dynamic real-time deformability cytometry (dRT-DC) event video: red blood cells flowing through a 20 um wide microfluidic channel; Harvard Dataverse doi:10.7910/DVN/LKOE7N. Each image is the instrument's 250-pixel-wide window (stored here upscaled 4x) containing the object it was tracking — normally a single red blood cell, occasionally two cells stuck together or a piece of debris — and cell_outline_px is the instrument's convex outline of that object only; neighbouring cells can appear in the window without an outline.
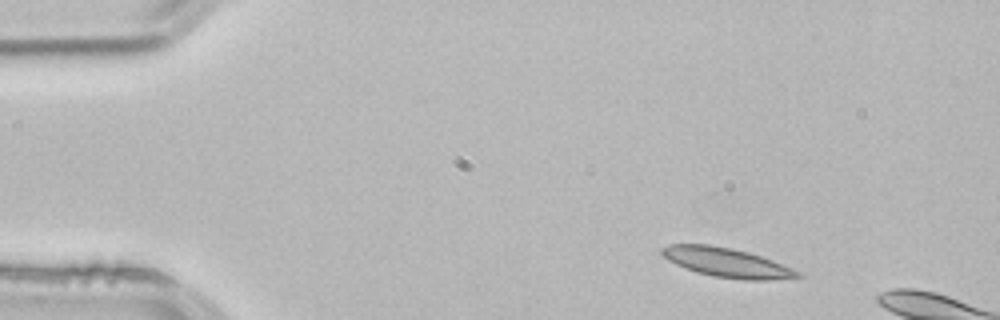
{"species": "common noctule bat (a hibernating species)", "species_latin": "Nyctalus noctula", "temperature_condition": "room temperature", "stored_images_in_passage": 2, "camera_frame_rate_fps": 3000, "um_per_image_px": 0.085, "animal": {"sex": "male", "body_mass_g": 21.5, "forearm_length_mm": 52.0}, "frame": {"image": 1, "passage_image": 1, "time_ms": 0.0, "image_size_px": [1000, 320], "cell_outline_px": [[804, 276], [768, 280], [744, 280], [712, 276], [696, 272], [684, 268], [668, 260], [660, 252], [660, 248], [668, 244], [708, 244], [732, 248], [748, 252], [772, 260], [800, 272]], "centroid_in_image_um": [61.73, 22.31], "position_along_channel_um": 23.3, "area_um2": 23.12}}